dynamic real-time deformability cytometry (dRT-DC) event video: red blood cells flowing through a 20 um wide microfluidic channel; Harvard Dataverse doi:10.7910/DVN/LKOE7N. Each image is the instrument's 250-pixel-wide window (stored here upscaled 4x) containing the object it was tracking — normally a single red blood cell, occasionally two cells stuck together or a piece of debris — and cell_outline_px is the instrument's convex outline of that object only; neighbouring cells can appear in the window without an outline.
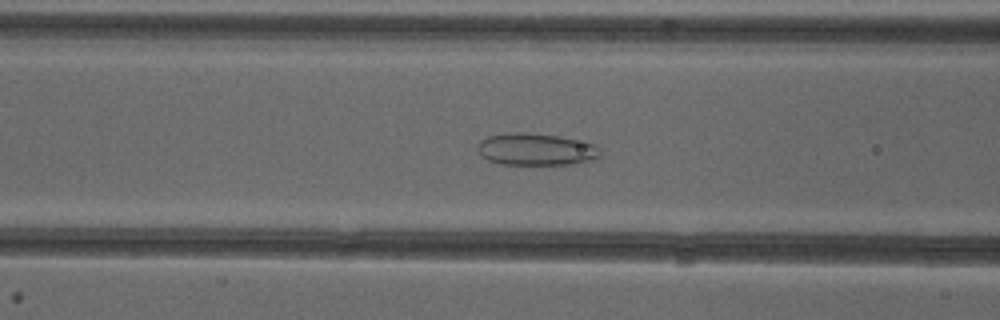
{"species": "common noctule bat (a hibernating species)", "species_latin": "Nyctalus noctula", "temperature_condition": "cold", "stored_images_in_passage": 53, "camera_frame_rate_fps": 3000, "um_per_image_px": 0.085, "animal": {"sex": "female"}, "frame": {"image": 1, "passage_image": 21, "time_ms": 6.667, "image_size_px": [1000, 320], "cell_outline_px": [[600, 156], [592, 160], [572, 164], [500, 164], [488, 160], [480, 156], [476, 148], [476, 144], [480, 140], [488, 136], [508, 132], [524, 132], [560, 136], [596, 144], [600, 148]], "centroid_in_image_um": [45.52, 12.68], "position_along_channel_um": 121.1, "area_um2": 23.24}}
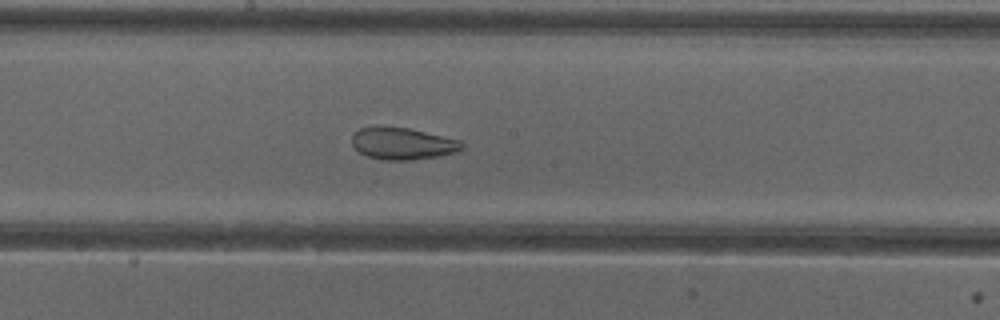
{"frame": {"image": 2, "passage_image": 28, "time_ms": 9.0, "image_size_px": [1000, 320], "cell_outline_px": [[464, 148], [452, 152], [436, 156], [408, 160], [384, 160], [368, 156], [360, 152], [352, 144], [352, 132], [360, 128], [408, 128], [460, 140], [464, 144]], "centroid_in_image_um": [34.21, 12.21], "position_along_channel_um": 214.0, "area_um2": 19.88}}
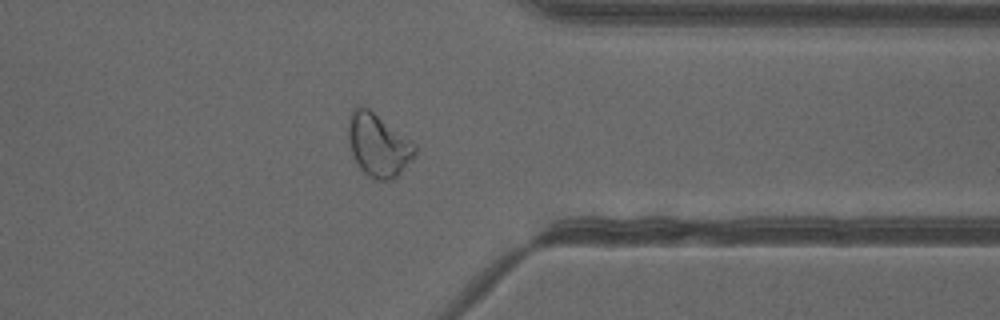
{"frame": {"image": 3, "passage_image": 41, "time_ms": 13.333, "image_size_px": [1000, 320], "cell_outline_px": [[416, 156], [392, 180], [376, 180], [368, 176], [360, 168], [352, 156], [348, 140], [348, 116], [352, 108], [360, 104], [368, 108], [412, 140], [416, 144]], "centroid_in_image_um": [32.14, 12.31], "position_along_channel_um": 379.3, "area_um2": 24.8}, "authors_computed_cell_mechanics": {"area_um2": 27.2238, "velocity_mm_per_s": 3.9765, "shape_relaxation_time_tau1_ms": null, "shape_relaxation_time_tau2_ms": 1.7333, "deformation_change_tau1": null, "deformation_change_tau2": 0.0858}}